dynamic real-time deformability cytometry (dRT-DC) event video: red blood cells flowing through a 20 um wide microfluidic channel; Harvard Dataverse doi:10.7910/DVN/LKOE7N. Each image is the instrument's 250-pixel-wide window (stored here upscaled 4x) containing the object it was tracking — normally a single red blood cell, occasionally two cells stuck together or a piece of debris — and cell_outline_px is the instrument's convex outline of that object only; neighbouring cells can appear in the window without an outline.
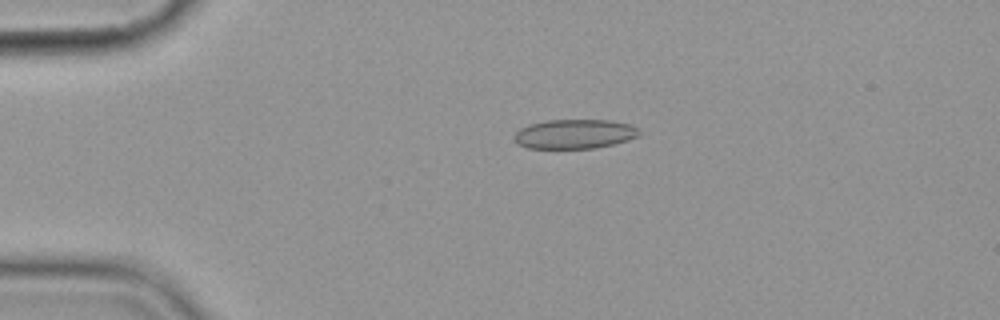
{"species": "common noctule bat (a hibernating species)", "species_latin": "Nyctalus noctula", "temperature_condition": "cold", "stored_images_in_passage": 5, "camera_frame_rate_fps": 3000, "um_per_image_px": 0.085, "animal": {"sex": "female", "body_mass_g": 19.9}, "frame": {"image": 1, "passage_image": 4, "time_ms": 3.333, "image_size_px": [1000, 320], "cell_outline_px": [[640, 132], [636, 136], [628, 140], [596, 148], [528, 148], [520, 144], [512, 136], [520, 128], [528, 124], [544, 120], [608, 120], [628, 124], [640, 128]], "centroid_in_image_um": [48.82, 11.38], "position_along_channel_um": 36.2, "area_um2": 21.33}}